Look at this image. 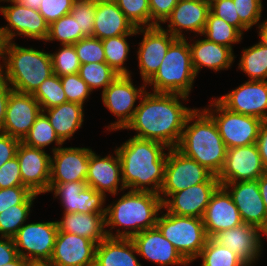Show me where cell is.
<instances>
[{"label": "cell", "instance_id": "obj_31", "mask_svg": "<svg viewBox=\"0 0 267 266\" xmlns=\"http://www.w3.org/2000/svg\"><path fill=\"white\" fill-rule=\"evenodd\" d=\"M58 230L90 239L99 244L107 237L105 215L96 213H63Z\"/></svg>", "mask_w": 267, "mask_h": 266}, {"label": "cell", "instance_id": "obj_52", "mask_svg": "<svg viewBox=\"0 0 267 266\" xmlns=\"http://www.w3.org/2000/svg\"><path fill=\"white\" fill-rule=\"evenodd\" d=\"M179 0H149L151 27L161 26L170 16Z\"/></svg>", "mask_w": 267, "mask_h": 266}, {"label": "cell", "instance_id": "obj_54", "mask_svg": "<svg viewBox=\"0 0 267 266\" xmlns=\"http://www.w3.org/2000/svg\"><path fill=\"white\" fill-rule=\"evenodd\" d=\"M19 257L12 238L0 237V266L6 265Z\"/></svg>", "mask_w": 267, "mask_h": 266}, {"label": "cell", "instance_id": "obj_18", "mask_svg": "<svg viewBox=\"0 0 267 266\" xmlns=\"http://www.w3.org/2000/svg\"><path fill=\"white\" fill-rule=\"evenodd\" d=\"M222 186L232 197L243 223L256 226L264 232L267 228V214L258 180L224 183Z\"/></svg>", "mask_w": 267, "mask_h": 266}, {"label": "cell", "instance_id": "obj_26", "mask_svg": "<svg viewBox=\"0 0 267 266\" xmlns=\"http://www.w3.org/2000/svg\"><path fill=\"white\" fill-rule=\"evenodd\" d=\"M202 220L209 238L243 223L232 197L222 185L213 193Z\"/></svg>", "mask_w": 267, "mask_h": 266}, {"label": "cell", "instance_id": "obj_24", "mask_svg": "<svg viewBox=\"0 0 267 266\" xmlns=\"http://www.w3.org/2000/svg\"><path fill=\"white\" fill-rule=\"evenodd\" d=\"M114 153L115 157L110 154L102 157L92 151L89 157V172L86 177L87 186L94 188L105 196L107 193L115 196L119 190L120 192L126 191L123 185L120 158L116 149Z\"/></svg>", "mask_w": 267, "mask_h": 266}, {"label": "cell", "instance_id": "obj_33", "mask_svg": "<svg viewBox=\"0 0 267 266\" xmlns=\"http://www.w3.org/2000/svg\"><path fill=\"white\" fill-rule=\"evenodd\" d=\"M238 69L247 74L248 80L266 81L267 47L258 41L249 48H243Z\"/></svg>", "mask_w": 267, "mask_h": 266}, {"label": "cell", "instance_id": "obj_55", "mask_svg": "<svg viewBox=\"0 0 267 266\" xmlns=\"http://www.w3.org/2000/svg\"><path fill=\"white\" fill-rule=\"evenodd\" d=\"M12 87L0 76V132H2L5 122L6 108Z\"/></svg>", "mask_w": 267, "mask_h": 266}, {"label": "cell", "instance_id": "obj_5", "mask_svg": "<svg viewBox=\"0 0 267 266\" xmlns=\"http://www.w3.org/2000/svg\"><path fill=\"white\" fill-rule=\"evenodd\" d=\"M176 149L216 176L223 169L227 154L214 120L202 108H195L187 117Z\"/></svg>", "mask_w": 267, "mask_h": 266}, {"label": "cell", "instance_id": "obj_17", "mask_svg": "<svg viewBox=\"0 0 267 266\" xmlns=\"http://www.w3.org/2000/svg\"><path fill=\"white\" fill-rule=\"evenodd\" d=\"M16 156L20 165L23 185L33 193L39 195L47 193L50 182V153L20 142Z\"/></svg>", "mask_w": 267, "mask_h": 266}, {"label": "cell", "instance_id": "obj_63", "mask_svg": "<svg viewBox=\"0 0 267 266\" xmlns=\"http://www.w3.org/2000/svg\"><path fill=\"white\" fill-rule=\"evenodd\" d=\"M206 3L211 4L212 2H214L215 0H204Z\"/></svg>", "mask_w": 267, "mask_h": 266}, {"label": "cell", "instance_id": "obj_41", "mask_svg": "<svg viewBox=\"0 0 267 266\" xmlns=\"http://www.w3.org/2000/svg\"><path fill=\"white\" fill-rule=\"evenodd\" d=\"M33 203H21L0 213V237L13 238L27 221Z\"/></svg>", "mask_w": 267, "mask_h": 266}, {"label": "cell", "instance_id": "obj_6", "mask_svg": "<svg viewBox=\"0 0 267 266\" xmlns=\"http://www.w3.org/2000/svg\"><path fill=\"white\" fill-rule=\"evenodd\" d=\"M197 77L186 38H177L169 47L155 75L146 83L153 93L188 96Z\"/></svg>", "mask_w": 267, "mask_h": 266}, {"label": "cell", "instance_id": "obj_8", "mask_svg": "<svg viewBox=\"0 0 267 266\" xmlns=\"http://www.w3.org/2000/svg\"><path fill=\"white\" fill-rule=\"evenodd\" d=\"M203 110L214 120L227 149L257 143L263 120L225 108L216 98Z\"/></svg>", "mask_w": 267, "mask_h": 266}, {"label": "cell", "instance_id": "obj_12", "mask_svg": "<svg viewBox=\"0 0 267 266\" xmlns=\"http://www.w3.org/2000/svg\"><path fill=\"white\" fill-rule=\"evenodd\" d=\"M57 233V221L33 222L24 224L12 239L22 258L49 261Z\"/></svg>", "mask_w": 267, "mask_h": 266}, {"label": "cell", "instance_id": "obj_45", "mask_svg": "<svg viewBox=\"0 0 267 266\" xmlns=\"http://www.w3.org/2000/svg\"><path fill=\"white\" fill-rule=\"evenodd\" d=\"M73 45L81 65L106 62L102 40L95 37H85Z\"/></svg>", "mask_w": 267, "mask_h": 266}, {"label": "cell", "instance_id": "obj_10", "mask_svg": "<svg viewBox=\"0 0 267 266\" xmlns=\"http://www.w3.org/2000/svg\"><path fill=\"white\" fill-rule=\"evenodd\" d=\"M131 77V75H118L102 92V102L105 108L117 117L114 123L107 126V131L124 129L137 109L136 100L141 99L146 93V83L138 88L134 86Z\"/></svg>", "mask_w": 267, "mask_h": 266}, {"label": "cell", "instance_id": "obj_9", "mask_svg": "<svg viewBox=\"0 0 267 266\" xmlns=\"http://www.w3.org/2000/svg\"><path fill=\"white\" fill-rule=\"evenodd\" d=\"M204 182H219L216 175L176 148H169L159 196L164 203L173 193Z\"/></svg>", "mask_w": 267, "mask_h": 266}, {"label": "cell", "instance_id": "obj_20", "mask_svg": "<svg viewBox=\"0 0 267 266\" xmlns=\"http://www.w3.org/2000/svg\"><path fill=\"white\" fill-rule=\"evenodd\" d=\"M93 150L86 147H59L51 155L50 182L86 181L89 157Z\"/></svg>", "mask_w": 267, "mask_h": 266}, {"label": "cell", "instance_id": "obj_32", "mask_svg": "<svg viewBox=\"0 0 267 266\" xmlns=\"http://www.w3.org/2000/svg\"><path fill=\"white\" fill-rule=\"evenodd\" d=\"M83 107L81 104L67 101L42 112L47 116L58 137L65 143L82 127L85 116Z\"/></svg>", "mask_w": 267, "mask_h": 266}, {"label": "cell", "instance_id": "obj_35", "mask_svg": "<svg viewBox=\"0 0 267 266\" xmlns=\"http://www.w3.org/2000/svg\"><path fill=\"white\" fill-rule=\"evenodd\" d=\"M133 35L137 34L129 33L102 40L106 63L119 75H131L128 68L124 65L130 52V45L127 42V38Z\"/></svg>", "mask_w": 267, "mask_h": 266}, {"label": "cell", "instance_id": "obj_42", "mask_svg": "<svg viewBox=\"0 0 267 266\" xmlns=\"http://www.w3.org/2000/svg\"><path fill=\"white\" fill-rule=\"evenodd\" d=\"M135 28L151 27L149 0H115Z\"/></svg>", "mask_w": 267, "mask_h": 266}, {"label": "cell", "instance_id": "obj_28", "mask_svg": "<svg viewBox=\"0 0 267 266\" xmlns=\"http://www.w3.org/2000/svg\"><path fill=\"white\" fill-rule=\"evenodd\" d=\"M193 69L198 75L200 69L207 67L214 72L229 69L235 59L232 48L204 39L194 40L189 44Z\"/></svg>", "mask_w": 267, "mask_h": 266}, {"label": "cell", "instance_id": "obj_50", "mask_svg": "<svg viewBox=\"0 0 267 266\" xmlns=\"http://www.w3.org/2000/svg\"><path fill=\"white\" fill-rule=\"evenodd\" d=\"M75 0H41L39 13L50 25L70 13Z\"/></svg>", "mask_w": 267, "mask_h": 266}, {"label": "cell", "instance_id": "obj_61", "mask_svg": "<svg viewBox=\"0 0 267 266\" xmlns=\"http://www.w3.org/2000/svg\"><path fill=\"white\" fill-rule=\"evenodd\" d=\"M26 261H27L26 259L19 256L16 260L7 263L6 265L3 266H26Z\"/></svg>", "mask_w": 267, "mask_h": 266}, {"label": "cell", "instance_id": "obj_38", "mask_svg": "<svg viewBox=\"0 0 267 266\" xmlns=\"http://www.w3.org/2000/svg\"><path fill=\"white\" fill-rule=\"evenodd\" d=\"M85 36L82 34L77 21L69 13L49 25L45 42L59 41L60 45L75 44Z\"/></svg>", "mask_w": 267, "mask_h": 266}, {"label": "cell", "instance_id": "obj_64", "mask_svg": "<svg viewBox=\"0 0 267 266\" xmlns=\"http://www.w3.org/2000/svg\"><path fill=\"white\" fill-rule=\"evenodd\" d=\"M263 234H264V236L266 235V237H267V228L264 230Z\"/></svg>", "mask_w": 267, "mask_h": 266}, {"label": "cell", "instance_id": "obj_4", "mask_svg": "<svg viewBox=\"0 0 267 266\" xmlns=\"http://www.w3.org/2000/svg\"><path fill=\"white\" fill-rule=\"evenodd\" d=\"M0 76L13 90L33 94L53 75L50 52L22 47L14 41L0 43Z\"/></svg>", "mask_w": 267, "mask_h": 266}, {"label": "cell", "instance_id": "obj_49", "mask_svg": "<svg viewBox=\"0 0 267 266\" xmlns=\"http://www.w3.org/2000/svg\"><path fill=\"white\" fill-rule=\"evenodd\" d=\"M210 12L228 24L235 26L242 34L249 29L240 21L233 0H215L210 4Z\"/></svg>", "mask_w": 267, "mask_h": 266}, {"label": "cell", "instance_id": "obj_2", "mask_svg": "<svg viewBox=\"0 0 267 266\" xmlns=\"http://www.w3.org/2000/svg\"><path fill=\"white\" fill-rule=\"evenodd\" d=\"M166 150L169 148L161 142L134 136L116 147L125 189L159 195L167 162Z\"/></svg>", "mask_w": 267, "mask_h": 266}, {"label": "cell", "instance_id": "obj_51", "mask_svg": "<svg viewBox=\"0 0 267 266\" xmlns=\"http://www.w3.org/2000/svg\"><path fill=\"white\" fill-rule=\"evenodd\" d=\"M24 186L21 179L20 165L17 156L0 167V189Z\"/></svg>", "mask_w": 267, "mask_h": 266}, {"label": "cell", "instance_id": "obj_56", "mask_svg": "<svg viewBox=\"0 0 267 266\" xmlns=\"http://www.w3.org/2000/svg\"><path fill=\"white\" fill-rule=\"evenodd\" d=\"M256 144L260 152L263 166L267 171V121H263L260 126L259 136Z\"/></svg>", "mask_w": 267, "mask_h": 266}, {"label": "cell", "instance_id": "obj_34", "mask_svg": "<svg viewBox=\"0 0 267 266\" xmlns=\"http://www.w3.org/2000/svg\"><path fill=\"white\" fill-rule=\"evenodd\" d=\"M211 42L233 49V45L241 42L243 34L233 25L209 12L206 25L201 36Z\"/></svg>", "mask_w": 267, "mask_h": 266}, {"label": "cell", "instance_id": "obj_27", "mask_svg": "<svg viewBox=\"0 0 267 266\" xmlns=\"http://www.w3.org/2000/svg\"><path fill=\"white\" fill-rule=\"evenodd\" d=\"M210 12V4L204 0H179L170 16L164 22L169 23L164 29L176 38H186L183 31L193 32L196 36L202 35L207 16Z\"/></svg>", "mask_w": 267, "mask_h": 266}, {"label": "cell", "instance_id": "obj_48", "mask_svg": "<svg viewBox=\"0 0 267 266\" xmlns=\"http://www.w3.org/2000/svg\"><path fill=\"white\" fill-rule=\"evenodd\" d=\"M240 21L251 29L253 25H260L263 4L262 0H233ZM260 22V23H259Z\"/></svg>", "mask_w": 267, "mask_h": 266}, {"label": "cell", "instance_id": "obj_40", "mask_svg": "<svg viewBox=\"0 0 267 266\" xmlns=\"http://www.w3.org/2000/svg\"><path fill=\"white\" fill-rule=\"evenodd\" d=\"M32 95L39 102L42 111L67 102L60 77L56 74L45 79Z\"/></svg>", "mask_w": 267, "mask_h": 266}, {"label": "cell", "instance_id": "obj_47", "mask_svg": "<svg viewBox=\"0 0 267 266\" xmlns=\"http://www.w3.org/2000/svg\"><path fill=\"white\" fill-rule=\"evenodd\" d=\"M38 195L26 186L0 189V213L21 203H33Z\"/></svg>", "mask_w": 267, "mask_h": 266}, {"label": "cell", "instance_id": "obj_43", "mask_svg": "<svg viewBox=\"0 0 267 266\" xmlns=\"http://www.w3.org/2000/svg\"><path fill=\"white\" fill-rule=\"evenodd\" d=\"M56 52L50 53L53 74L59 77L79 73L80 62L73 44L61 45Z\"/></svg>", "mask_w": 267, "mask_h": 266}, {"label": "cell", "instance_id": "obj_62", "mask_svg": "<svg viewBox=\"0 0 267 266\" xmlns=\"http://www.w3.org/2000/svg\"><path fill=\"white\" fill-rule=\"evenodd\" d=\"M94 1L95 3H102V2H113L115 0H92Z\"/></svg>", "mask_w": 267, "mask_h": 266}, {"label": "cell", "instance_id": "obj_14", "mask_svg": "<svg viewBox=\"0 0 267 266\" xmlns=\"http://www.w3.org/2000/svg\"><path fill=\"white\" fill-rule=\"evenodd\" d=\"M142 34L137 52L138 66L143 83H147L158 71L170 45L177 39L161 26L137 28Z\"/></svg>", "mask_w": 267, "mask_h": 266}, {"label": "cell", "instance_id": "obj_19", "mask_svg": "<svg viewBox=\"0 0 267 266\" xmlns=\"http://www.w3.org/2000/svg\"><path fill=\"white\" fill-rule=\"evenodd\" d=\"M41 112V106L32 94L12 90L2 133L22 141Z\"/></svg>", "mask_w": 267, "mask_h": 266}, {"label": "cell", "instance_id": "obj_11", "mask_svg": "<svg viewBox=\"0 0 267 266\" xmlns=\"http://www.w3.org/2000/svg\"><path fill=\"white\" fill-rule=\"evenodd\" d=\"M0 2L11 4L0 6V13L7 21L6 26L0 27V43L14 41L16 36L45 42L49 24L38 10L23 6L16 0H0Z\"/></svg>", "mask_w": 267, "mask_h": 266}, {"label": "cell", "instance_id": "obj_30", "mask_svg": "<svg viewBox=\"0 0 267 266\" xmlns=\"http://www.w3.org/2000/svg\"><path fill=\"white\" fill-rule=\"evenodd\" d=\"M131 238L106 237L96 247L95 266H142Z\"/></svg>", "mask_w": 267, "mask_h": 266}, {"label": "cell", "instance_id": "obj_39", "mask_svg": "<svg viewBox=\"0 0 267 266\" xmlns=\"http://www.w3.org/2000/svg\"><path fill=\"white\" fill-rule=\"evenodd\" d=\"M79 75L87 83L92 92L98 88H102L103 92L119 74L106 62H94L80 65Z\"/></svg>", "mask_w": 267, "mask_h": 266}, {"label": "cell", "instance_id": "obj_25", "mask_svg": "<svg viewBox=\"0 0 267 266\" xmlns=\"http://www.w3.org/2000/svg\"><path fill=\"white\" fill-rule=\"evenodd\" d=\"M220 182H204L173 193L162 210L177 216L201 218Z\"/></svg>", "mask_w": 267, "mask_h": 266}, {"label": "cell", "instance_id": "obj_22", "mask_svg": "<svg viewBox=\"0 0 267 266\" xmlns=\"http://www.w3.org/2000/svg\"><path fill=\"white\" fill-rule=\"evenodd\" d=\"M97 243L58 230L50 262L53 266H95Z\"/></svg>", "mask_w": 267, "mask_h": 266}, {"label": "cell", "instance_id": "obj_1", "mask_svg": "<svg viewBox=\"0 0 267 266\" xmlns=\"http://www.w3.org/2000/svg\"><path fill=\"white\" fill-rule=\"evenodd\" d=\"M187 98L188 96L180 94L146 91L132 120L124 129L134 130V137L158 141L168 148H176L186 119L195 110L182 104Z\"/></svg>", "mask_w": 267, "mask_h": 266}, {"label": "cell", "instance_id": "obj_29", "mask_svg": "<svg viewBox=\"0 0 267 266\" xmlns=\"http://www.w3.org/2000/svg\"><path fill=\"white\" fill-rule=\"evenodd\" d=\"M136 32L137 28L127 19L115 1L96 3L93 37L104 40Z\"/></svg>", "mask_w": 267, "mask_h": 266}, {"label": "cell", "instance_id": "obj_15", "mask_svg": "<svg viewBox=\"0 0 267 266\" xmlns=\"http://www.w3.org/2000/svg\"><path fill=\"white\" fill-rule=\"evenodd\" d=\"M265 170L256 143L227 149L223 169L217 176L224 183L258 180Z\"/></svg>", "mask_w": 267, "mask_h": 266}, {"label": "cell", "instance_id": "obj_13", "mask_svg": "<svg viewBox=\"0 0 267 266\" xmlns=\"http://www.w3.org/2000/svg\"><path fill=\"white\" fill-rule=\"evenodd\" d=\"M48 192L59 198L63 213L106 214V196L87 186L86 181L49 183Z\"/></svg>", "mask_w": 267, "mask_h": 266}, {"label": "cell", "instance_id": "obj_36", "mask_svg": "<svg viewBox=\"0 0 267 266\" xmlns=\"http://www.w3.org/2000/svg\"><path fill=\"white\" fill-rule=\"evenodd\" d=\"M21 142L28 146L43 150L54 142L57 147L54 146L51 148V153L64 144L43 112L37 117L33 126Z\"/></svg>", "mask_w": 267, "mask_h": 266}, {"label": "cell", "instance_id": "obj_53", "mask_svg": "<svg viewBox=\"0 0 267 266\" xmlns=\"http://www.w3.org/2000/svg\"><path fill=\"white\" fill-rule=\"evenodd\" d=\"M20 140L0 132V167L16 156Z\"/></svg>", "mask_w": 267, "mask_h": 266}, {"label": "cell", "instance_id": "obj_37", "mask_svg": "<svg viewBox=\"0 0 267 266\" xmlns=\"http://www.w3.org/2000/svg\"><path fill=\"white\" fill-rule=\"evenodd\" d=\"M198 258L201 266H247L229 248L217 243L213 238H208Z\"/></svg>", "mask_w": 267, "mask_h": 266}, {"label": "cell", "instance_id": "obj_57", "mask_svg": "<svg viewBox=\"0 0 267 266\" xmlns=\"http://www.w3.org/2000/svg\"><path fill=\"white\" fill-rule=\"evenodd\" d=\"M258 186L267 214V172L258 179Z\"/></svg>", "mask_w": 267, "mask_h": 266}, {"label": "cell", "instance_id": "obj_7", "mask_svg": "<svg viewBox=\"0 0 267 266\" xmlns=\"http://www.w3.org/2000/svg\"><path fill=\"white\" fill-rule=\"evenodd\" d=\"M156 226L190 264L198 258L208 236L201 218L163 213Z\"/></svg>", "mask_w": 267, "mask_h": 266}, {"label": "cell", "instance_id": "obj_21", "mask_svg": "<svg viewBox=\"0 0 267 266\" xmlns=\"http://www.w3.org/2000/svg\"><path fill=\"white\" fill-rule=\"evenodd\" d=\"M262 235L263 232L256 226L242 223L228 230H222L213 239L229 248L247 266H253L263 252Z\"/></svg>", "mask_w": 267, "mask_h": 266}, {"label": "cell", "instance_id": "obj_23", "mask_svg": "<svg viewBox=\"0 0 267 266\" xmlns=\"http://www.w3.org/2000/svg\"><path fill=\"white\" fill-rule=\"evenodd\" d=\"M131 239L140 257L142 256V258L159 266L189 265L173 244L163 236L157 226L144 230Z\"/></svg>", "mask_w": 267, "mask_h": 266}, {"label": "cell", "instance_id": "obj_16", "mask_svg": "<svg viewBox=\"0 0 267 266\" xmlns=\"http://www.w3.org/2000/svg\"><path fill=\"white\" fill-rule=\"evenodd\" d=\"M216 99L230 111L267 121V80H247Z\"/></svg>", "mask_w": 267, "mask_h": 266}, {"label": "cell", "instance_id": "obj_44", "mask_svg": "<svg viewBox=\"0 0 267 266\" xmlns=\"http://www.w3.org/2000/svg\"><path fill=\"white\" fill-rule=\"evenodd\" d=\"M96 3L92 0H75L70 11L85 37H93Z\"/></svg>", "mask_w": 267, "mask_h": 266}, {"label": "cell", "instance_id": "obj_58", "mask_svg": "<svg viewBox=\"0 0 267 266\" xmlns=\"http://www.w3.org/2000/svg\"><path fill=\"white\" fill-rule=\"evenodd\" d=\"M258 30V37L260 38L259 39V42L267 47V19H265L259 26H257Z\"/></svg>", "mask_w": 267, "mask_h": 266}, {"label": "cell", "instance_id": "obj_59", "mask_svg": "<svg viewBox=\"0 0 267 266\" xmlns=\"http://www.w3.org/2000/svg\"><path fill=\"white\" fill-rule=\"evenodd\" d=\"M23 6H26L28 8L34 9V10H39L41 0H16Z\"/></svg>", "mask_w": 267, "mask_h": 266}, {"label": "cell", "instance_id": "obj_60", "mask_svg": "<svg viewBox=\"0 0 267 266\" xmlns=\"http://www.w3.org/2000/svg\"><path fill=\"white\" fill-rule=\"evenodd\" d=\"M26 266H53L50 261L27 260Z\"/></svg>", "mask_w": 267, "mask_h": 266}, {"label": "cell", "instance_id": "obj_3", "mask_svg": "<svg viewBox=\"0 0 267 266\" xmlns=\"http://www.w3.org/2000/svg\"><path fill=\"white\" fill-rule=\"evenodd\" d=\"M163 208L158 194L152 192L127 191L118 199L106 206L105 228L107 237L132 238L134 235L153 228ZM115 227L116 233L112 230ZM121 230V231H120Z\"/></svg>", "mask_w": 267, "mask_h": 266}, {"label": "cell", "instance_id": "obj_46", "mask_svg": "<svg viewBox=\"0 0 267 266\" xmlns=\"http://www.w3.org/2000/svg\"><path fill=\"white\" fill-rule=\"evenodd\" d=\"M68 102L78 103L84 106L89 99L92 90L80 77L79 73L69 74L60 77Z\"/></svg>", "mask_w": 267, "mask_h": 266}]
</instances>
